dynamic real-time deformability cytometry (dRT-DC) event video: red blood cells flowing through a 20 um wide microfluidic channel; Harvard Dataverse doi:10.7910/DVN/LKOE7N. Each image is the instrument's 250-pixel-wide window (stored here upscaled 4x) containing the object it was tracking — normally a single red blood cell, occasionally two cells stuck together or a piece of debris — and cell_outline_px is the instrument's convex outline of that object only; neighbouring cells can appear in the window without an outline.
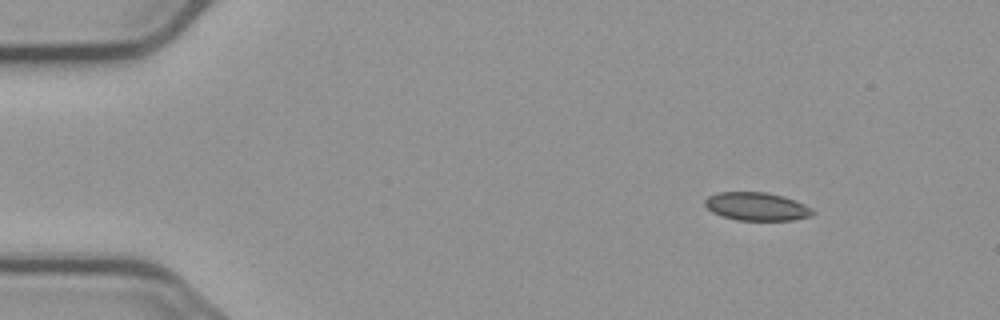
{"species": "common noctule bat (a hibernating species)", "species_latin": "Nyctalus noctula", "temperature_condition": "cold", "stored_images_in_passage": 9, "camera_frame_rate_fps": 3000, "um_per_image_px": 0.085, "animal": {"sex": "male", "body_mass_g": 23.1, "forearm_length_mm": 52.7}, "frame": {"image": 1, "passage_image": 1, "time_ms": 0.0, "image_size_px": [1000, 320], "cell_outline_px": [[816, 212], [812, 216], [792, 220], [736, 220], [720, 216], [712, 212], [704, 204], [704, 200], [708, 196], [720, 192], [768, 192], [784, 196], [804, 204]], "centroid_in_image_um": [64.31, 17.55], "position_along_channel_um": 20.7, "area_um2": 17.8}}
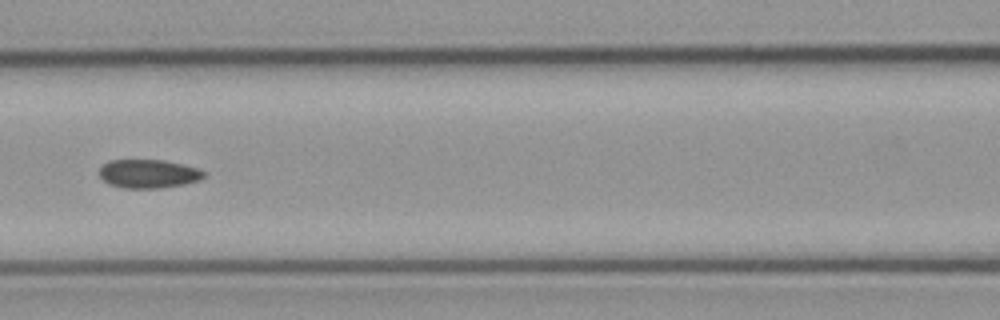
{"frame": {"image": 2, "passage_image": 6, "time_ms": 6.0, "image_size_px": [1000, 320], "cell_outline_px": [[208, 172], [200, 180], [184, 184], [160, 188], [124, 188], [108, 184], [96, 172], [108, 160], [164, 160], [196, 168]], "centroid_in_image_um": [12.59, 14.77], "position_along_channel_um": 154.0, "area_um2": 17.51}}
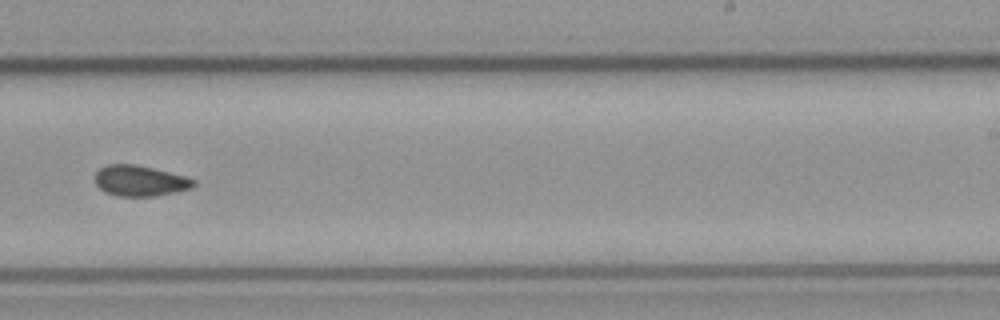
{"frame": {"image": 3, "passage_image": 9, "time_ms": 9.333, "image_size_px": [1000, 320], "cell_outline_px": [[196, 184], [192, 188], [176, 192], [156, 196], [116, 196], [104, 192], [96, 184], [96, 172], [100, 168], [108, 164], [132, 164], [152, 168], [184, 176], [196, 180]], "centroid_in_image_um": [11.9, 15.38], "position_along_channel_um": 277.1, "area_um2": 17.57}}